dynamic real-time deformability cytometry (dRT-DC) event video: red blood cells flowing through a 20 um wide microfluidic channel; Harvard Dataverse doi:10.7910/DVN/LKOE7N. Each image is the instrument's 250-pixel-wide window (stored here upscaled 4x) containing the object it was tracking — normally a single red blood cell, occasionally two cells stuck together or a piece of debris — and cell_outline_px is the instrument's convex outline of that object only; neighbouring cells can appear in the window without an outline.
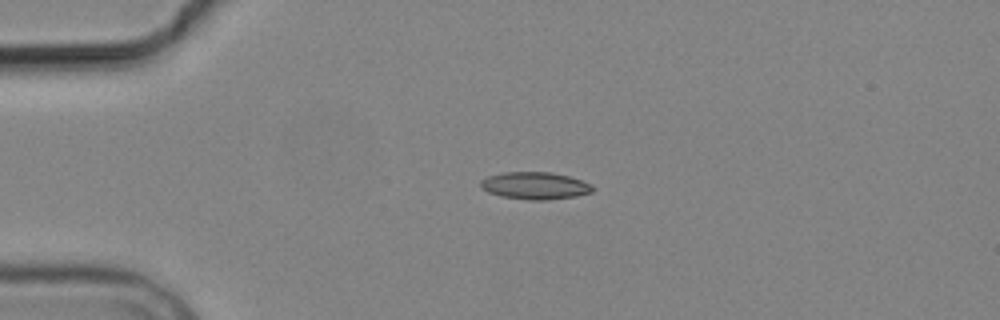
{"species": "common noctule bat (a hibernating species)", "species_latin": "Nyctalus noctula", "temperature_condition": "cold", "stored_images_in_passage": 3, "camera_frame_rate_fps": 3000, "um_per_image_px": 0.085, "animal": {"sex": "male", "body_mass_g": 19.2, "forearm_length_mm": 51.8}, "frame": {"image": 1, "passage_image": 1, "time_ms": 0.0, "image_size_px": [1000, 320], "cell_outline_px": [[596, 188], [592, 192], [576, 196], [548, 200], [528, 200], [500, 196], [488, 192], [480, 188], [480, 180], [488, 176], [504, 172], [552, 172], [568, 176], [592, 184]], "centroid_in_image_um": [45.47, 15.78], "position_along_channel_um": 39.5, "area_um2": 17.98}}
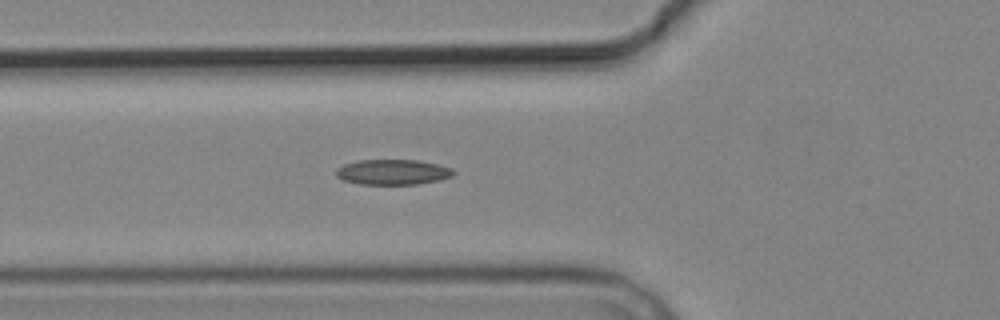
{"frame": {"image": 2, "passage_image": 3, "time_ms": 2.333, "image_size_px": [1000, 320], "cell_outline_px": [[456, 172], [452, 176], [440, 180], [420, 184], [360, 184], [344, 180], [336, 176], [336, 168], [344, 164], [360, 160], [416, 160], [436, 164], [452, 168]], "centroid_in_image_um": [33.4, 14.63], "position_along_channel_um": 92.4, "area_um2": 17.28}}